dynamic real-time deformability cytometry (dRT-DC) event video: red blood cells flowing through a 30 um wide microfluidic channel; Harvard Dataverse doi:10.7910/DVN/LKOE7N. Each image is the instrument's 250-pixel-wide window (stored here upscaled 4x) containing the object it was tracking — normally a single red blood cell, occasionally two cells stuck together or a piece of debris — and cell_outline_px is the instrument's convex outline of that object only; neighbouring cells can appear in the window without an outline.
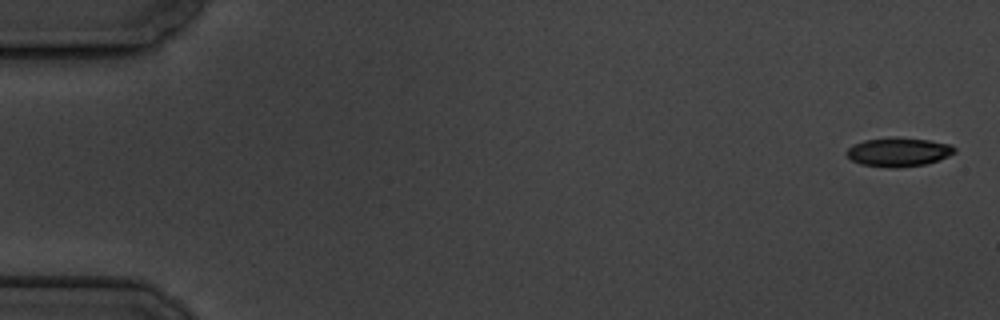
{"species": "common noctule bat (a hibernating species)", "species_latin": "Nyctalus noctula", "temperature_condition": "cold", "stored_images_in_passage": 8, "camera_frame_rate_fps": 3000, "um_per_image_px": 0.085, "animal": {"sex": "male", "body_mass_g": 19.5, "forearm_length_mm": 54.6}, "frame": {"image": 1, "passage_image": 1, "time_ms": 0.0, "image_size_px": [1000, 320], "cell_outline_px": [[956, 152], [940, 160], [924, 164], [900, 168], [888, 168], [860, 164], [852, 160], [844, 152], [852, 144], [864, 140], [888, 136], [900, 136], [928, 140], [952, 144], [956, 148]], "centroid_in_image_um": [76.36, 12.9], "position_along_channel_um": 8.6, "area_um2": 18.73}}
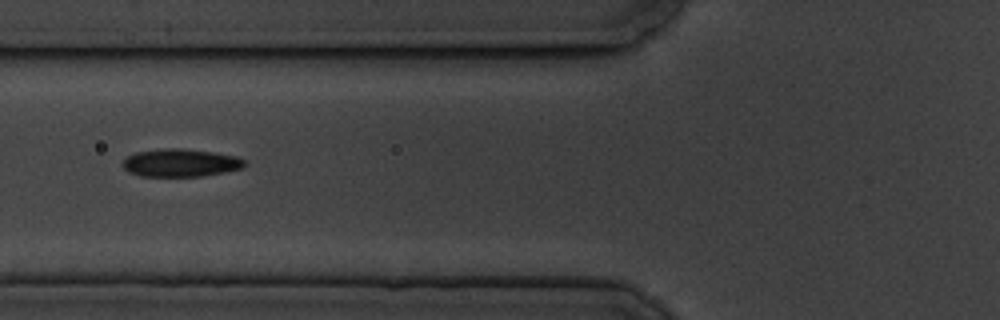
{"frame": {"image": 2, "passage_image": 7, "time_ms": 7.0, "image_size_px": [1000, 320], "cell_outline_px": [[244, 168], [224, 172], [200, 176], [140, 176], [128, 172], [124, 168], [124, 160], [128, 156], [136, 152], [164, 148], [184, 148], [212, 152], [236, 156], [244, 160]], "centroid_in_image_um": [15.34, 13.84], "position_along_channel_um": 110.5, "area_um2": 19.65}}
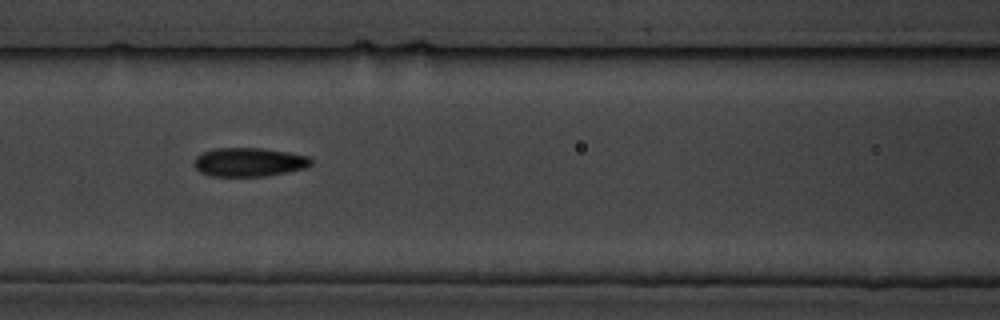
{"frame": {"image": 3, "passage_image": 8, "time_ms": 8.0, "image_size_px": [1000, 320], "cell_outline_px": [[312, 164], [308, 168], [288, 172], [264, 176], [212, 176], [200, 172], [192, 164], [196, 156], [204, 152], [216, 148], [260, 148], [288, 152], [308, 156], [312, 160]], "centroid_in_image_um": [21.18, 13.78], "position_along_channel_um": 145.4, "area_um2": 19.71}}